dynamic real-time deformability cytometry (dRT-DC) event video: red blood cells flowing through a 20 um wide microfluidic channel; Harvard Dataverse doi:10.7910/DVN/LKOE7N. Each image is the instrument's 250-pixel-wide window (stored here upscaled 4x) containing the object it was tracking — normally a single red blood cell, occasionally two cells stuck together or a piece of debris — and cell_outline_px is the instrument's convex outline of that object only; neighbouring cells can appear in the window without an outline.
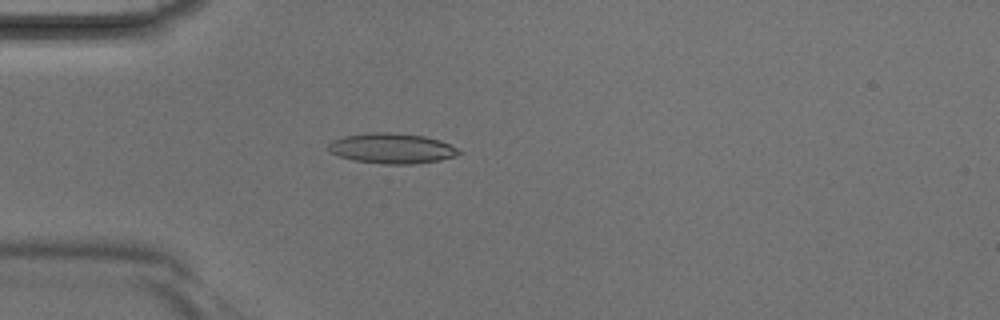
{"species": "Egyptian fruit bat (a non-hibernating species)", "species_latin": "Rousettus aegyptiacus", "temperature_condition": "room temperature", "stored_images_in_passage": 3, "camera_frame_rate_fps": 3000, "um_per_image_px": 0.085, "animal": {"sex": "male"}, "frame": {"image": 1, "passage_image": 3, "time_ms": 0.667, "image_size_px": [1000, 320], "cell_outline_px": [[464, 152], [456, 156], [440, 160], [412, 164], [384, 164], [352, 160], [328, 152], [328, 144], [332, 140], [344, 136], [372, 132], [392, 132], [424, 136], [440, 140]], "centroid_in_image_um": [33.3, 12.61], "position_along_channel_um": 51.7, "area_um2": 23.12}}